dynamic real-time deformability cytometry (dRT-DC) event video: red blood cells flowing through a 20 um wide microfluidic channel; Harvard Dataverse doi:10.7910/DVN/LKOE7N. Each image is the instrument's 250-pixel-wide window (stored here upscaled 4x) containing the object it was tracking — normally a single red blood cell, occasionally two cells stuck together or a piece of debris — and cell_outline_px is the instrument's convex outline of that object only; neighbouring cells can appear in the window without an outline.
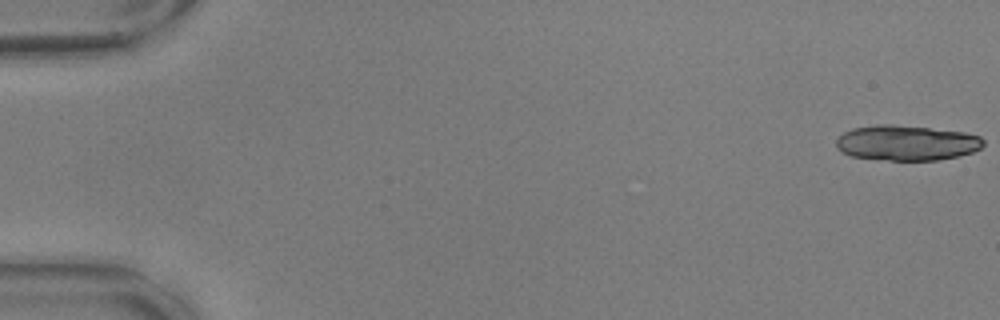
{"species": "common noctule bat (a hibernating species)", "species_latin": "Nyctalus noctula", "temperature_condition": "warm", "stored_images_in_passage": 57, "camera_frame_rate_fps": 3000, "um_per_image_px": 0.085, "animal": {"sex": "male", "body_mass_g": 17.9, "forearm_length_mm": 54.2}, "frame": {"image": 1, "passage_image": 1, "time_ms": 0.0, "image_size_px": [1000, 320], "cell_outline_px": [[984, 144], [980, 148], [972, 152], [940, 160], [888, 160], [852, 156], [836, 148], [836, 140], [844, 132], [852, 128], [876, 124], [892, 124], [964, 132], [980, 136], [984, 140]], "centroid_in_image_um": [77.05, 12.13], "position_along_channel_um": 7.9, "area_um2": 30.11}}
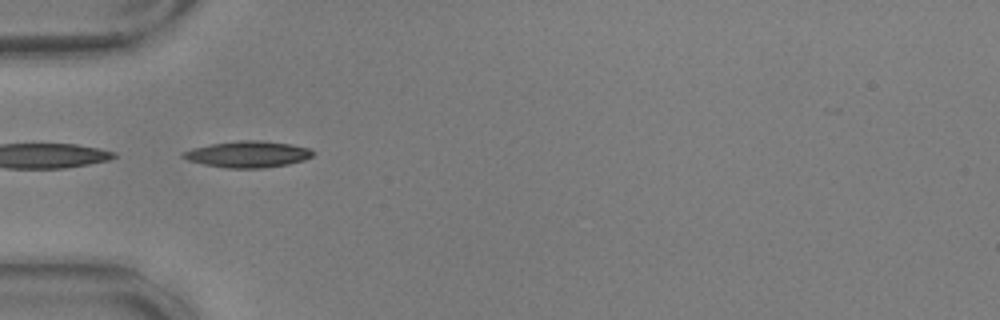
{"frame": {"image": 2, "passage_image": 19, "time_ms": 6.0, "image_size_px": [1000, 320], "cell_outline_px": [[316, 152], [312, 156], [304, 160], [288, 164], [264, 168], [224, 168], [204, 164], [188, 160], [180, 156], [180, 152], [192, 148], [212, 144], [236, 140], [264, 140], [292, 144], [308, 148]], "centroid_in_image_um": [21.06, 13.1], "position_along_channel_um": 63.9, "area_um2": 20.17}}
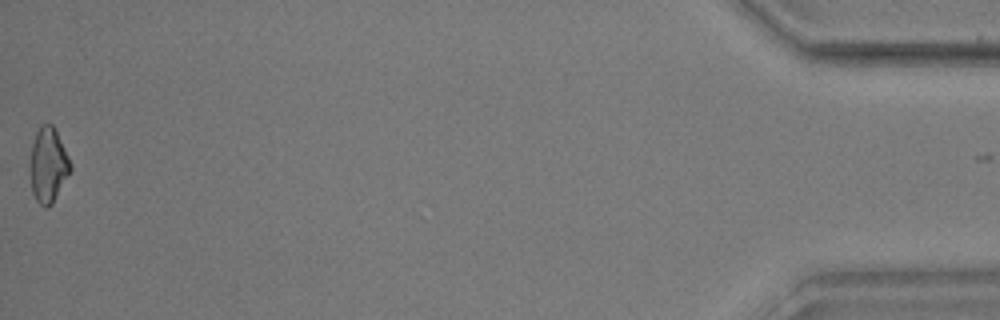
{"frame": {"image": 3, "passage_image": 57, "time_ms": 18.667, "image_size_px": [1000, 320], "cell_outline_px": [[72, 168], [52, 204], [48, 208], [44, 208], [36, 200], [32, 192], [32, 144], [36, 132], [40, 124], [52, 124], [72, 164]], "centroid_in_image_um": [4.12, 14.04], "position_along_channel_um": 431.1, "area_um2": 17.05}, "authors_computed_cell_mechanics": {"area_um2": 18.3226, "velocity_mm_per_s": 3.6271, "shape_relaxation_time_tau1_ms": 3.6863, "shape_relaxation_time_tau2_ms": 3.3116, "deformation_change_tau1": 0.1497, "deformation_change_tau2": 0.0988}}